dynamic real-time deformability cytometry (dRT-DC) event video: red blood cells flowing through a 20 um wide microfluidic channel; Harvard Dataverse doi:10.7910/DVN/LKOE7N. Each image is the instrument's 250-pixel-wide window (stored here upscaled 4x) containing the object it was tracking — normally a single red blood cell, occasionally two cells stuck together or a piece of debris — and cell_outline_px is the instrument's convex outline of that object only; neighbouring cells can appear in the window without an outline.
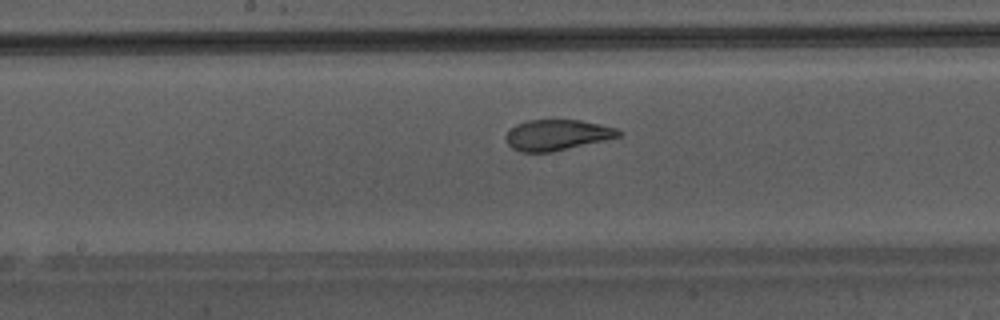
{"species": "Egyptian fruit bat (a non-hibernating species)", "species_latin": "Rousettus aegyptiacus", "temperature_condition": "warm", "stored_images_in_passage": 29, "camera_frame_rate_fps": 3000, "um_per_image_px": 0.085, "animal": {"sex": "male"}, "frame": {"image": 1, "passage_image": 13, "time_ms": 4.0, "image_size_px": [1000, 320], "cell_outline_px": [[624, 132], [620, 136], [604, 140], [552, 152], [520, 152], [512, 148], [508, 144], [504, 136], [516, 124], [528, 120], [580, 120], [600, 124], [616, 128]], "centroid_in_image_um": [47.34, 11.47], "position_along_channel_um": 200.9, "area_um2": 20.11}}